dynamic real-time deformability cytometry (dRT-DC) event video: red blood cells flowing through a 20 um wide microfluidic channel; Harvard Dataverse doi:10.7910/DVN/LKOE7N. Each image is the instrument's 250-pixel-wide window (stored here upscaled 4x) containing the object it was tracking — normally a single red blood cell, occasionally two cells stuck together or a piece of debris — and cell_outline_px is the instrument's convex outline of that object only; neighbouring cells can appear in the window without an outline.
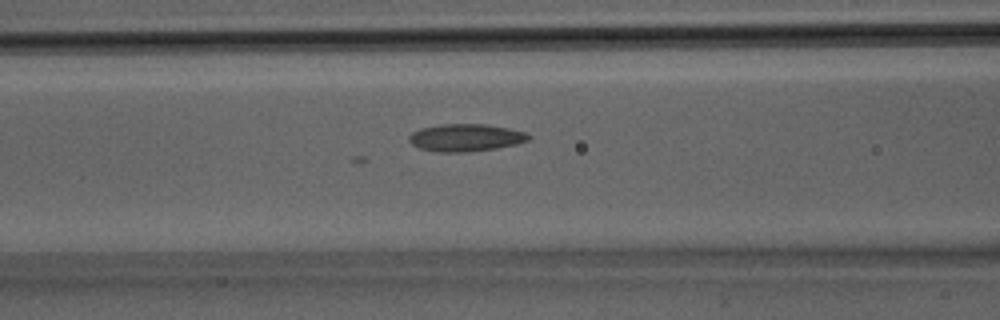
{"species": "Egyptian fruit bat (a non-hibernating species)", "species_latin": "Rousettus aegyptiacus", "temperature_condition": "room temperature", "stored_images_in_passage": 27, "camera_frame_rate_fps": 3000, "um_per_image_px": 0.085, "animal": {"sex": "male"}, "frame": {"image": 1, "passage_image": 7, "time_ms": 2.0, "image_size_px": [1000, 320], "cell_outline_px": [[532, 136], [528, 140], [516, 144], [496, 148], [468, 152], [436, 152], [420, 148], [412, 144], [408, 140], [408, 136], [412, 132], [420, 128], [440, 124], [484, 124], [508, 128], [524, 132]], "centroid_in_image_um": [39.55, 11.7], "position_along_channel_um": 127.0, "area_um2": 19.13}}
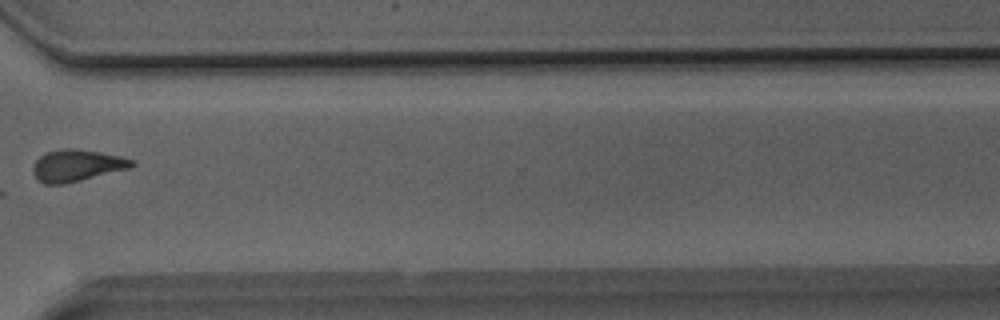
{"frame": {"image": 2, "passage_image": 18, "time_ms": 5.667, "image_size_px": [1000, 320], "cell_outline_px": [[136, 164], [128, 168], [64, 184], [44, 184], [36, 180], [32, 172], [32, 168], [36, 160], [40, 156], [48, 152], [64, 148], [76, 148], [100, 152], [120, 156], [132, 160]], "centroid_in_image_um": [6.47, 14.06], "position_along_channel_um": 364.1, "area_um2": 18.15}}
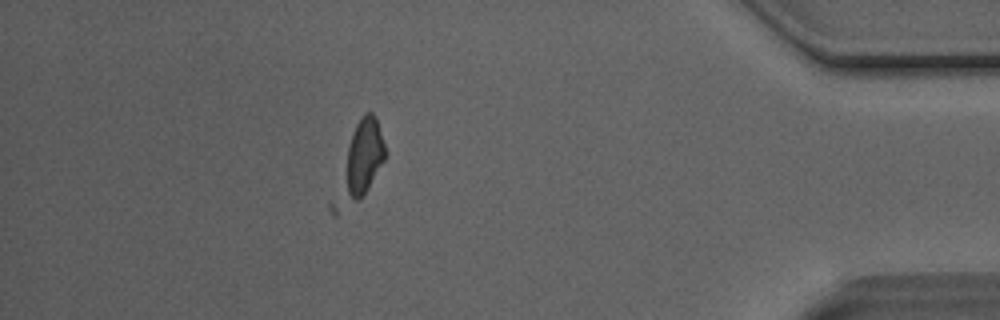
{"frame": {"image": 3, "passage_image": 22, "time_ms": 7.0, "image_size_px": [1000, 320], "cell_outline_px": [[384, 160], [368, 188], [356, 200], [336, 216], [332, 216], [328, 208], [328, 200], [352, 132], [356, 124], [364, 112], [372, 112], [376, 116], [384, 144]], "centroid_in_image_um": [30.42, 13.94], "position_along_channel_um": 404.8, "area_um2": 22.77}}